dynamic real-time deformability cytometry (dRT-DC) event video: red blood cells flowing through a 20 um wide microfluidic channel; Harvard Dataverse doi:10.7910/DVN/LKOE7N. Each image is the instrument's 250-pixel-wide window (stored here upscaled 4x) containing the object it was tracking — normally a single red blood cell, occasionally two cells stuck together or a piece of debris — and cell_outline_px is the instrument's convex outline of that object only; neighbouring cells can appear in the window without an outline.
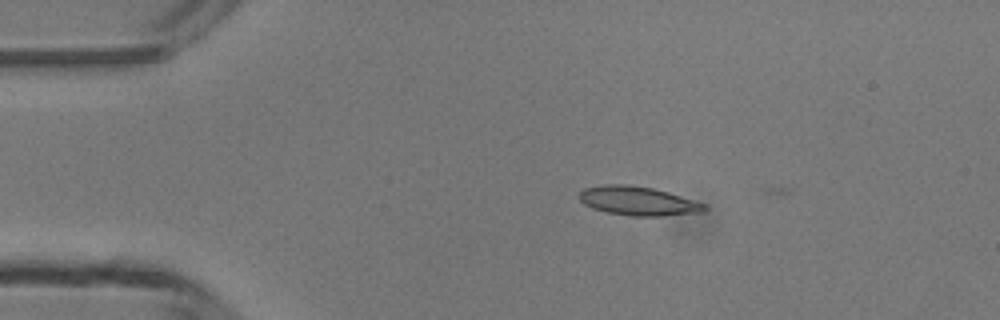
{"species": "common noctule bat (a hibernating species)", "species_latin": "Nyctalus noctula", "temperature_condition": "room temperature", "stored_images_in_passage": 4, "camera_frame_rate_fps": 3000, "um_per_image_px": 0.085, "animal": {"sex": "male", "body_mass_g": 13.3}, "frame": {"image": 1, "passage_image": 3, "time_ms": 2.333, "image_size_px": [1000, 320], "cell_outline_px": [[708, 208], [704, 212], [660, 216], [632, 216], [608, 212], [592, 208], [584, 204], [580, 200], [580, 192], [584, 188], [604, 184], [628, 184], [652, 188], [668, 192], [704, 204]], "centroid_in_image_um": [54.22, 17.08], "position_along_channel_um": 30.8, "area_um2": 20.98}}